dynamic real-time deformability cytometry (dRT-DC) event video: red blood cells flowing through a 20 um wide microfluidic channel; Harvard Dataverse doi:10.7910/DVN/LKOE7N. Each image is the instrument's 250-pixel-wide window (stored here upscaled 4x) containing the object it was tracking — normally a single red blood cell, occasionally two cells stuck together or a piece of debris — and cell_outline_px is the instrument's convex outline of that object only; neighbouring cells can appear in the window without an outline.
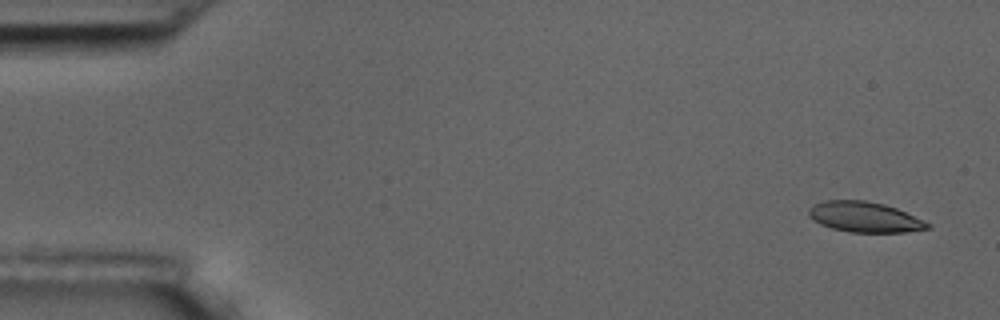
{"species": "common noctule bat (a hibernating species)", "species_latin": "Nyctalus noctula", "temperature_condition": "room temperature", "stored_images_in_passage": 4, "camera_frame_rate_fps": 3000, "um_per_image_px": 0.085, "animal": {"sex": "male", "body_mass_g": 17.5, "forearm_length_mm": 52.3}, "frame": {"image": 1, "passage_image": 1, "time_ms": 0.0, "image_size_px": [1000, 320], "cell_outline_px": [[932, 228], [904, 232], [848, 232], [832, 228], [820, 224], [812, 220], [808, 216], [808, 208], [812, 204], [824, 200], [864, 200], [884, 204], [896, 208], [924, 220], [932, 224]], "centroid_in_image_um": [73.47, 18.44], "position_along_channel_um": 11.5, "area_um2": 21.27}}
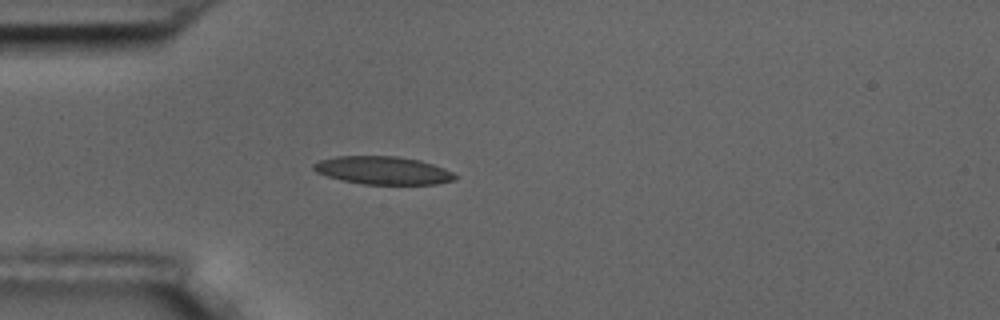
{"frame": {"image": 2, "passage_image": 4, "time_ms": 4.333, "image_size_px": [1000, 320], "cell_outline_px": [[456, 180], [436, 184], [364, 184], [344, 180], [328, 176], [316, 172], [312, 168], [312, 164], [320, 160], [336, 156], [396, 156], [420, 160], [444, 168], [452, 172], [456, 176]], "centroid_in_image_um": [32.55, 14.48], "position_along_channel_um": 52.4, "area_um2": 22.95}}